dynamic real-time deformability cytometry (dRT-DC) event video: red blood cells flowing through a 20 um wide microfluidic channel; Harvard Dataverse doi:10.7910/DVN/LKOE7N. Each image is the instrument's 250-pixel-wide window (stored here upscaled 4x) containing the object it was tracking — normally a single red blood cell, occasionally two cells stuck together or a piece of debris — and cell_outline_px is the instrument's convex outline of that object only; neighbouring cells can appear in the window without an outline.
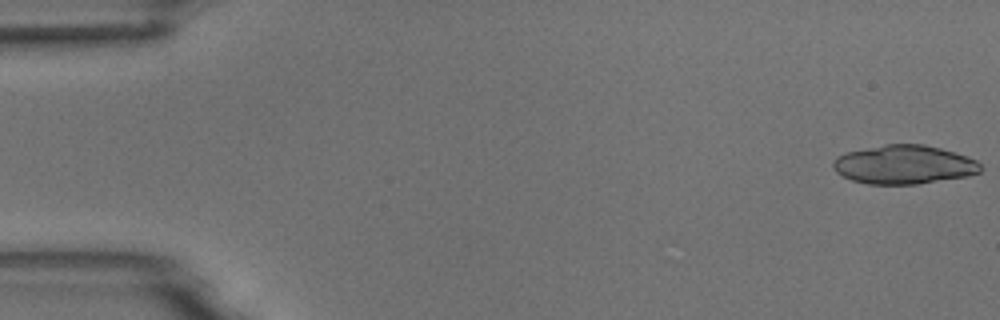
{"species": "common noctule bat (a hibernating species)", "species_latin": "Nyctalus noctula", "temperature_condition": "room temperature", "stored_images_in_passage": 6, "camera_frame_rate_fps": 3000, "um_per_image_px": 0.085, "animal": {"sex": "male", "body_mass_g": 18.8}, "frame": {"image": 1, "passage_image": 1, "time_ms": 0.0, "image_size_px": [1000, 320], "cell_outline_px": [[984, 168], [980, 172], [968, 176], [916, 184], [868, 184], [852, 180], [836, 172], [832, 168], [832, 160], [836, 156], [848, 152], [884, 144], [924, 144], [940, 148], [976, 160]], "centroid_in_image_um": [76.82, 13.99], "position_along_channel_um": 8.2, "area_um2": 33.29}}
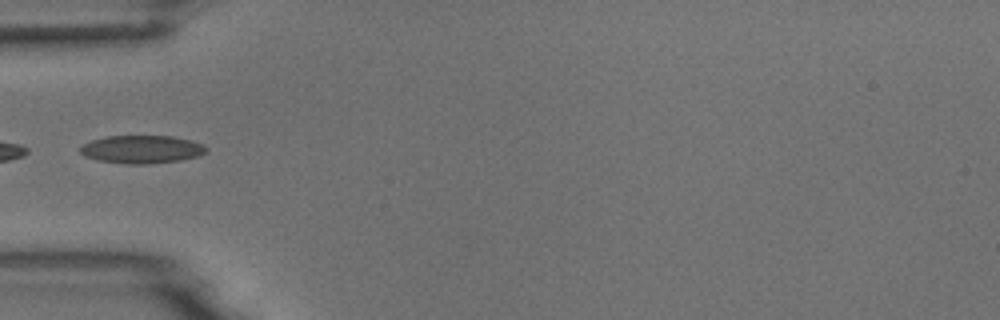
{"frame": {"image": 2, "passage_image": 6, "time_ms": 5.667, "image_size_px": [1000, 320], "cell_outline_px": [[208, 152], [200, 156], [180, 160], [148, 164], [124, 164], [100, 160], [84, 156], [80, 152], [80, 148], [84, 144], [92, 140], [108, 136], [172, 136], [188, 140], [200, 144], [208, 148]], "centroid_in_image_um": [12.07, 12.7], "position_along_channel_um": 72.9, "area_um2": 20.46}}